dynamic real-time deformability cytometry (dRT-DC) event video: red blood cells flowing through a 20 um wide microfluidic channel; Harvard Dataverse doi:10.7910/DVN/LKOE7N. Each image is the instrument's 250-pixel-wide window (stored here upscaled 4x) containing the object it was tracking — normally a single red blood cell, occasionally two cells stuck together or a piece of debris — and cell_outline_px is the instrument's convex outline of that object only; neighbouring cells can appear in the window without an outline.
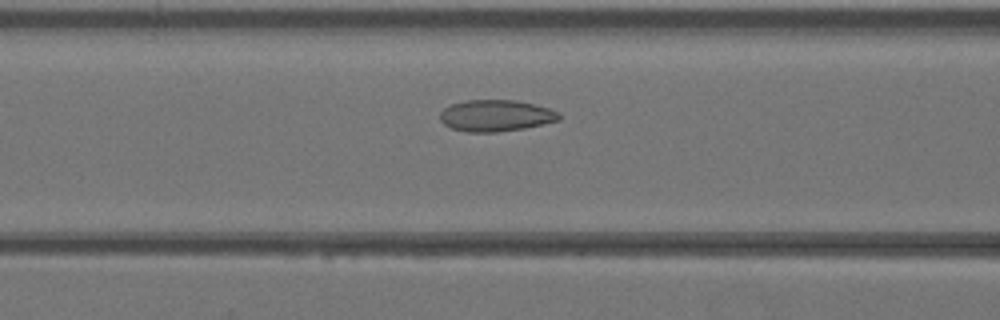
{"species": "Egyptian fruit bat (a non-hibernating species)", "species_latin": "Rousettus aegyptiacus", "temperature_condition": "warm", "stored_images_in_passage": 38, "camera_frame_rate_fps": 3000, "um_per_image_px": 0.085, "animal": {"sex": "female"}, "frame": {"image": 1, "passage_image": 14, "time_ms": 4.333, "image_size_px": [1000, 320], "cell_outline_px": [[560, 120], [524, 128], [496, 132], [468, 132], [452, 128], [444, 124], [440, 120], [440, 112], [444, 108], [452, 104], [464, 100], [516, 100], [548, 108], [560, 112]], "centroid_in_image_um": [42.13, 9.82], "position_along_channel_um": 124.5, "area_um2": 21.79}}
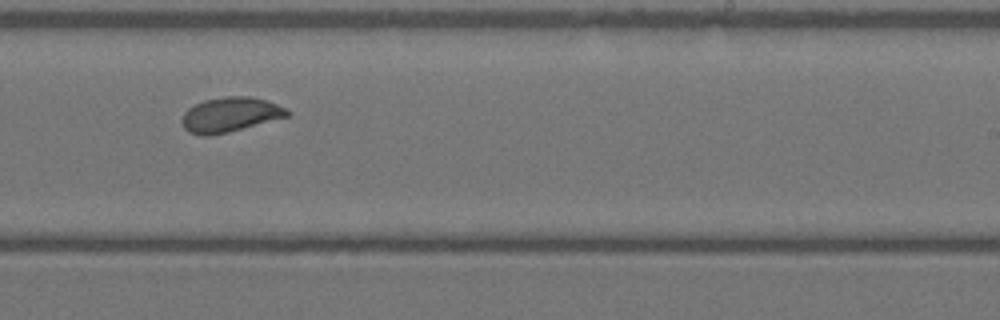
{"frame": {"image": 2, "passage_image": 23, "time_ms": 7.333, "image_size_px": [1000, 320], "cell_outline_px": [[292, 112], [288, 116], [228, 132], [208, 136], [204, 136], [188, 132], [184, 128], [180, 120], [184, 112], [188, 108], [204, 100], [228, 96], [248, 96], [264, 100], [276, 104]], "centroid_in_image_um": [19.52, 9.75], "position_along_channel_um": 269.5, "area_um2": 21.1}}
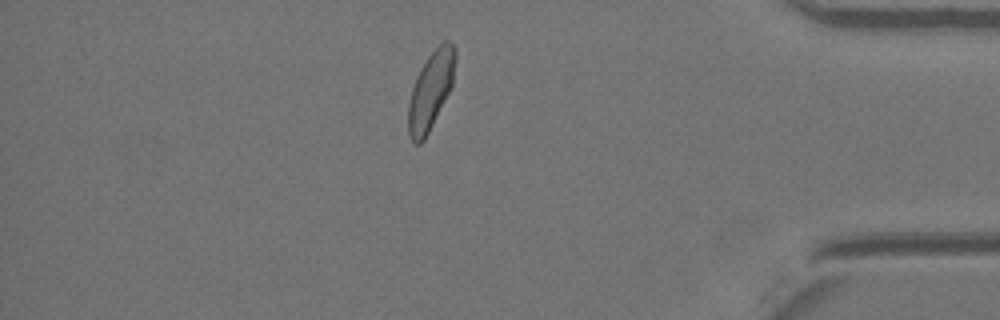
{"frame": {"image": 3, "passage_image": 33, "time_ms": 10.667, "image_size_px": [1000, 320], "cell_outline_px": [[456, 60], [452, 84], [424, 140], [420, 144], [416, 144], [408, 136], [408, 104], [412, 88], [416, 76], [428, 56], [444, 40], [448, 40], [452, 44], [456, 52]], "centroid_in_image_um": [36.59, 7.68], "position_along_channel_um": 398.6, "area_um2": 20.92}}